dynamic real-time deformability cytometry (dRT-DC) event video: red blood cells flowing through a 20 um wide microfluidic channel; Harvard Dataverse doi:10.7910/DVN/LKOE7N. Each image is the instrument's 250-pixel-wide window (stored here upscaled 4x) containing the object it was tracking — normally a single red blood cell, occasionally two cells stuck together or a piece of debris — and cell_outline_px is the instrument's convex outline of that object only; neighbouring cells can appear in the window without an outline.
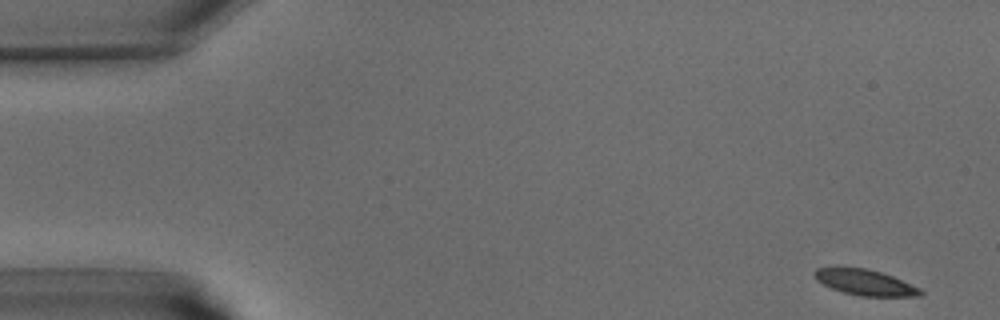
{"species": "common noctule bat (a hibernating species)", "species_latin": "Nyctalus noctula", "temperature_condition": "warm", "stored_images_in_passage": 40, "camera_frame_rate_fps": 3000, "um_per_image_px": 0.085, "animal": {"sex": "male", "body_mass_g": 15.6}, "frame": {"image": 1, "passage_image": 1, "time_ms": 0.0, "image_size_px": [1000, 320], "cell_outline_px": [[924, 292], [920, 296], [860, 296], [844, 292], [832, 288], [816, 280], [812, 272], [816, 268], [836, 264], [868, 268], [892, 276], [920, 288]], "centroid_in_image_um": [73.44, 23.95], "position_along_channel_um": 11.6, "area_um2": 16.42}}
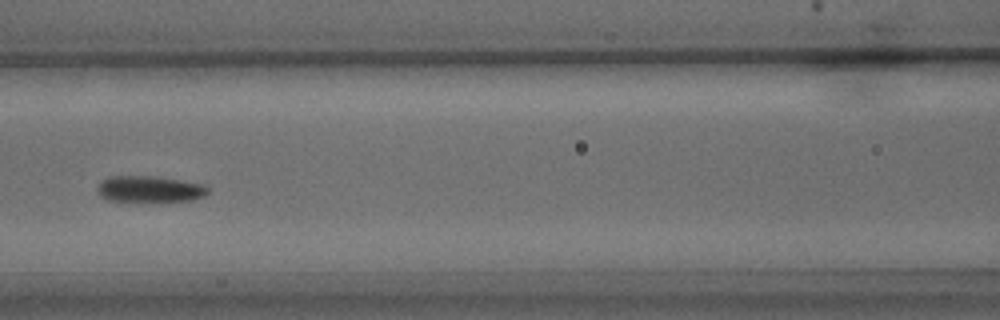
{"frame": {"image": 2, "passage_image": 17, "time_ms": 5.333, "image_size_px": [1000, 320], "cell_outline_px": [[208, 192], [204, 196], [192, 200], [152, 204], [108, 200], [100, 196], [96, 188], [100, 180], [108, 176], [152, 176], [180, 180], [204, 184], [208, 188]], "centroid_in_image_um": [12.69, 16.11], "position_along_channel_um": 153.9, "area_um2": 17.86}}
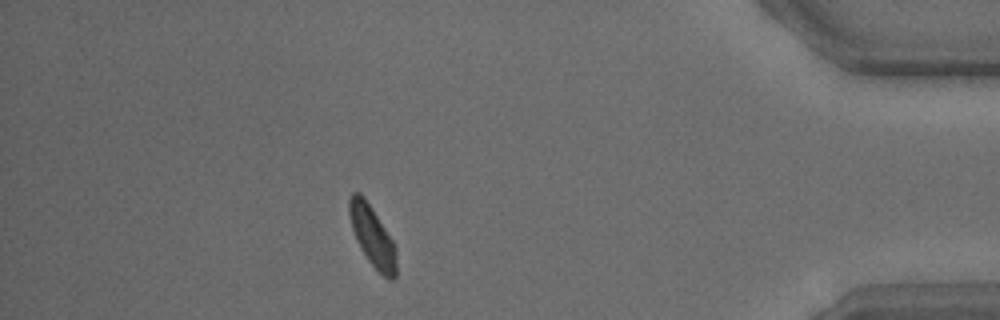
{"frame": {"image": 3, "passage_image": 35, "time_ms": 11.333, "image_size_px": [1000, 320], "cell_outline_px": [[396, 276], [392, 280], [388, 280], [368, 260], [360, 248], [356, 240], [352, 228], [348, 212], [348, 200], [352, 192], [360, 192], [364, 196], [396, 244]], "centroid_in_image_um": [31.65, 20.05], "position_along_channel_um": 403.5, "area_um2": 16.76}}